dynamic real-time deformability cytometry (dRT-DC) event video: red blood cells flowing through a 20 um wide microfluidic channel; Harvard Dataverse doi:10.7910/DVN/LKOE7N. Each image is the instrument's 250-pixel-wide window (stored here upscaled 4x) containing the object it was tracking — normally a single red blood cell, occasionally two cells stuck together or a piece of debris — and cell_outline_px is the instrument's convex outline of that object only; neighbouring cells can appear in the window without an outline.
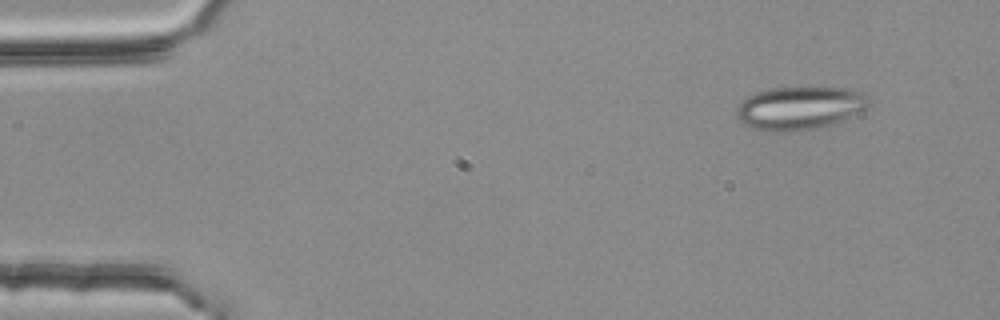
{"species": "common noctule bat (a hibernating species)", "species_latin": "Nyctalus noctula", "temperature_condition": "room temperature", "stored_images_in_passage": 4, "camera_frame_rate_fps": 3000, "um_per_image_px": 0.085, "animal": {"sex": "female", "body_mass_g": 25.1}, "frame": {"image": 1, "passage_image": 1, "time_ms": 0.0, "image_size_px": [1000, 320], "cell_outline_px": [[872, 104], [868, 108], [832, 124], [792, 132], [772, 132], [752, 128], [744, 124], [736, 116], [736, 108], [748, 96], [756, 92], [772, 88], [852, 88], [864, 92], [868, 96]], "centroid_in_image_um": [68.0, 9.18], "position_along_channel_um": 17.0, "area_um2": 33.35}}